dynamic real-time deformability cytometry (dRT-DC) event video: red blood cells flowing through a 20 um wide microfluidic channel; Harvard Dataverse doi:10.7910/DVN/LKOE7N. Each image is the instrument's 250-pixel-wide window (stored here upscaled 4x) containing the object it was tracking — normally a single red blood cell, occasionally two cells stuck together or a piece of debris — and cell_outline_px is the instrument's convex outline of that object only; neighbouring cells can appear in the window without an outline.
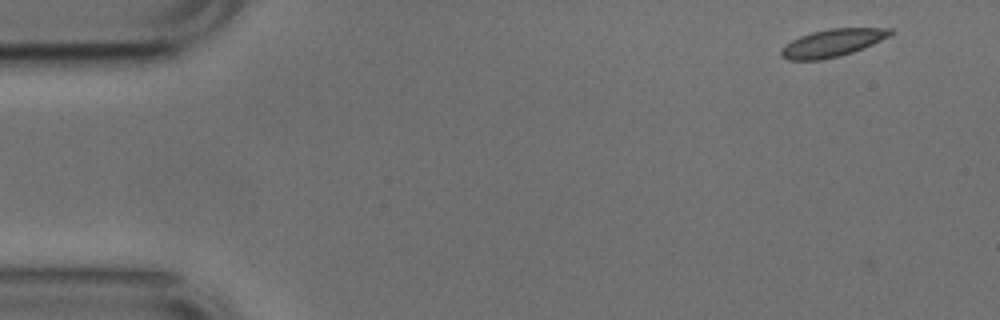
{"species": "common noctule bat (a hibernating species)", "species_latin": "Nyctalus noctula", "temperature_condition": "cold", "stored_images_in_passage": 52, "camera_frame_rate_fps": 3000, "um_per_image_px": 0.085, "animal": {"sex": "male", "body_mass_g": 17.9, "forearm_length_mm": 54.2}, "frame": {"image": 1, "passage_image": 3, "time_ms": 0.667, "image_size_px": [1000, 320], "cell_outline_px": [[896, 32], [864, 48], [840, 56], [820, 60], [788, 60], [780, 56], [780, 48], [784, 44], [800, 36], [812, 32], [832, 28], [892, 28]], "centroid_in_image_um": [70.72, 3.65], "position_along_channel_um": 14.3, "area_um2": 17.63}}
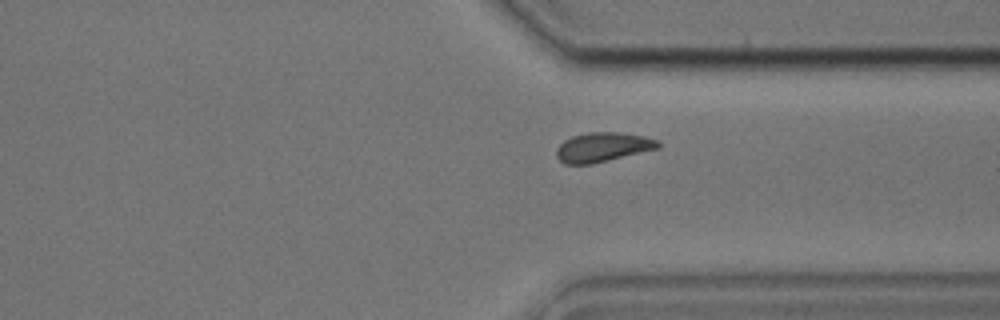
{"frame": {"image": 2, "passage_image": 39, "time_ms": 12.667, "image_size_px": [1000, 320], "cell_outline_px": [[660, 148], [592, 164], [564, 164], [556, 156], [556, 148], [564, 140], [572, 136], [588, 132], [620, 132], [644, 136], [656, 140], [660, 144]], "centroid_in_image_um": [51.21, 12.5], "position_along_channel_um": 360.2, "area_um2": 17.46}}
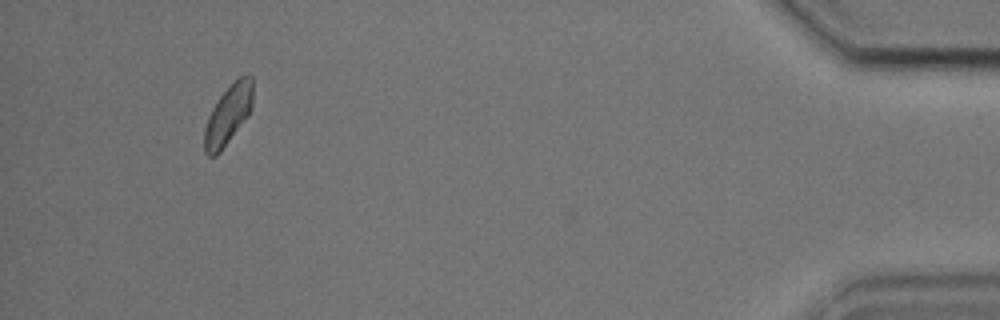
{"frame": {"image": 3, "passage_image": 49, "time_ms": 16.0, "image_size_px": [1000, 320], "cell_outline_px": [[252, 108], [248, 116], [220, 152], [216, 156], [208, 156], [204, 152], [204, 128], [208, 116], [212, 108], [220, 96], [240, 76], [252, 76]], "centroid_in_image_um": [19.37, 9.8], "position_along_channel_um": 415.8, "area_um2": 16.59}, "authors_computed_cell_mechanics": {"area_um2": 17.5134, "velocity_mm_per_s": 3.7513, "shape_relaxation_time_tau1_ms": 2.7869, "shape_relaxation_time_tau2_ms": 2.0436, "deformation_change_tau1": 0.0807, "deformation_change_tau2": 0.0574}}